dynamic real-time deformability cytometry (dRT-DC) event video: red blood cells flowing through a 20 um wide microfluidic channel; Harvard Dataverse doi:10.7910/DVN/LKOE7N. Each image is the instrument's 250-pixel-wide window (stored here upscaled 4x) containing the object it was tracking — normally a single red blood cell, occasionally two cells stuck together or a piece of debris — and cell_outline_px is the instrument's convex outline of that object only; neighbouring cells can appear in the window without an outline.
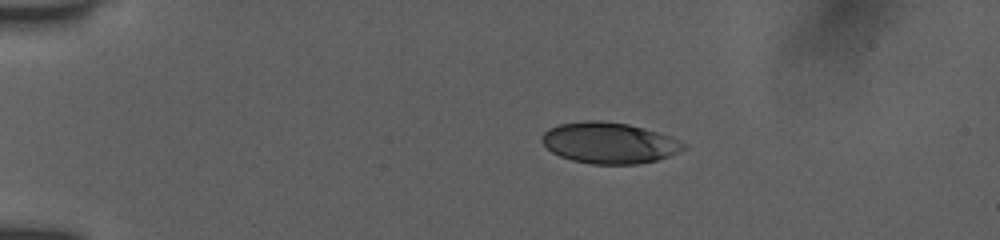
{"species": "human", "species_latin": "Homo sapiens", "temperature_condition": "room temperature", "stored_images_in_passage": 43, "camera_frame_rate_fps": 3000, "um_per_image_px": 0.085, "donor": {"sex": "female"}, "frame": {"image": 1, "passage_image": 1, "time_ms": 0.0, "image_size_px": [1000, 240], "cell_outline_px": [[688, 148], [680, 152], [656, 160], [636, 164], [592, 164], [572, 160], [560, 156], [552, 152], [540, 140], [540, 136], [548, 128], [560, 124], [584, 120], [604, 120], [628, 124], [644, 128], [680, 140], [688, 144]], "centroid_in_image_um": [51.78, 12.14], "position_along_channel_um": 33.2, "area_um2": 34.1}}
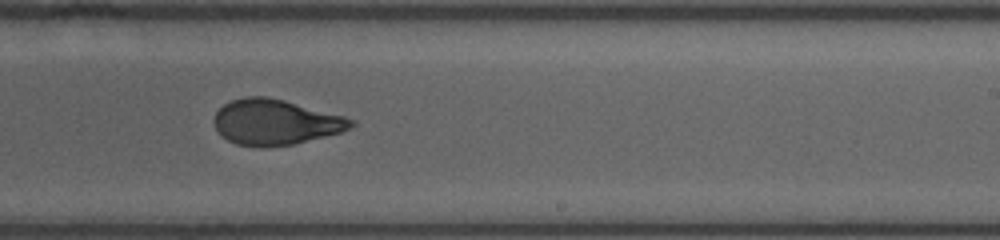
{"frame": {"image": 2, "passage_image": 24, "time_ms": 7.667, "image_size_px": [1000, 240], "cell_outline_px": [[356, 124], [340, 132], [292, 144], [236, 144], [228, 140], [216, 128], [212, 120], [216, 112], [224, 104], [232, 100], [244, 96], [264, 96], [284, 100], [344, 116], [356, 120]], "centroid_in_image_um": [23.41, 10.33], "position_along_channel_um": 265.6, "area_um2": 35.26}}
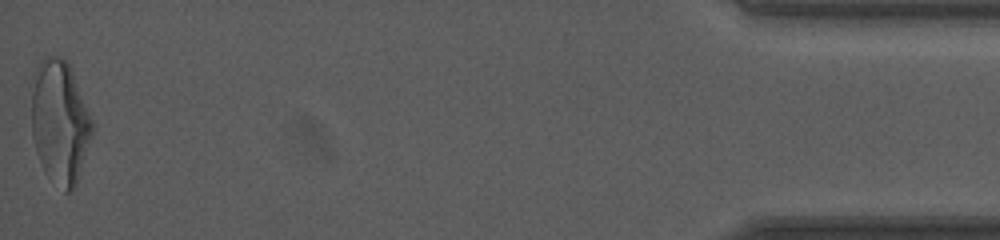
{"frame": {"image": 3, "passage_image": 43, "time_ms": 14.0, "image_size_px": [1000, 240], "cell_outline_px": [[92, 136], [76, 184], [68, 192], [64, 192], [44, 172], [36, 152], [32, 136], [32, 72], [40, 60], [44, 56], [60, 56], [68, 60], [92, 120]], "centroid_in_image_um": [5.06, 10.32], "position_along_channel_um": 430.1, "area_um2": 43.81}, "authors_computed_cell_mechanics": {"area_um2": 36.2406, "velocity_mm_per_s": 3.9171, "shape_relaxation_time_tau1_ms": 9.0255, "shape_relaxation_time_tau2_ms": 1.1744, "deformation_change_tau1": 0.2687, "deformation_change_tau2": 0.0777}}